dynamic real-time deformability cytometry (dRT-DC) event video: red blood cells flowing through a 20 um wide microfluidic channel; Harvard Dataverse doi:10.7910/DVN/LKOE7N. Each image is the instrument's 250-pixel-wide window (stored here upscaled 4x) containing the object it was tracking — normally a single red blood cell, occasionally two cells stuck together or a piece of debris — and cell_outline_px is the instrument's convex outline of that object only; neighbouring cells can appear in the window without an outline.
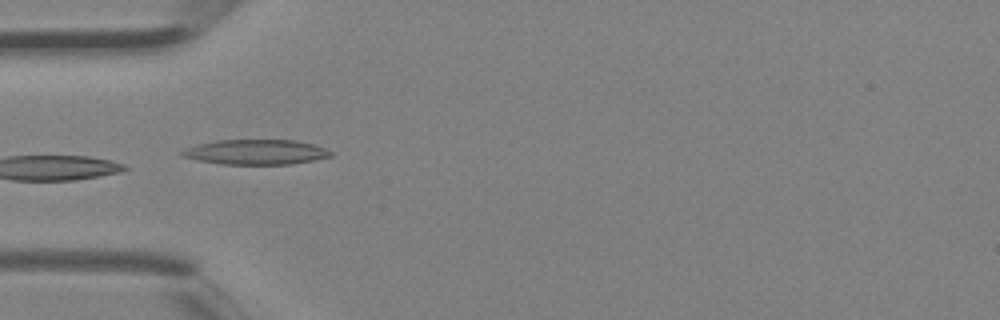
{"species": "Egyptian fruit bat (a non-hibernating species)", "species_latin": "Rousettus aegyptiacus", "temperature_condition": "room temperature", "stored_images_in_passage": 4, "camera_frame_rate_fps": 3000, "um_per_image_px": 0.085, "animal": {"sex": "female"}, "frame": {"image": 1, "passage_image": 3, "time_ms": 0.667, "image_size_px": [1000, 320], "cell_outline_px": [[332, 156], [316, 160], [292, 164], [220, 164], [180, 156], [180, 152], [188, 148], [200, 144], [216, 140], [296, 140], [312, 144], [324, 148], [332, 152]], "centroid_in_image_um": [21.79, 12.93], "position_along_channel_um": 63.2, "area_um2": 21.5}}
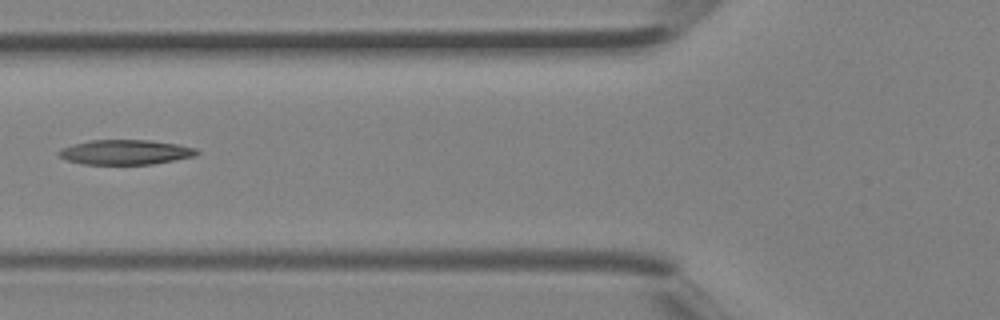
{"frame": {"image": 2, "passage_image": 4, "time_ms": 1.0, "image_size_px": [1000, 320], "cell_outline_px": [[200, 152], [196, 156], [152, 164], [84, 164], [68, 160], [60, 156], [56, 152], [60, 148], [88, 140], [148, 140], [176, 144], [196, 148]], "centroid_in_image_um": [10.66, 12.93], "position_along_channel_um": 115.1, "area_um2": 19.88}}